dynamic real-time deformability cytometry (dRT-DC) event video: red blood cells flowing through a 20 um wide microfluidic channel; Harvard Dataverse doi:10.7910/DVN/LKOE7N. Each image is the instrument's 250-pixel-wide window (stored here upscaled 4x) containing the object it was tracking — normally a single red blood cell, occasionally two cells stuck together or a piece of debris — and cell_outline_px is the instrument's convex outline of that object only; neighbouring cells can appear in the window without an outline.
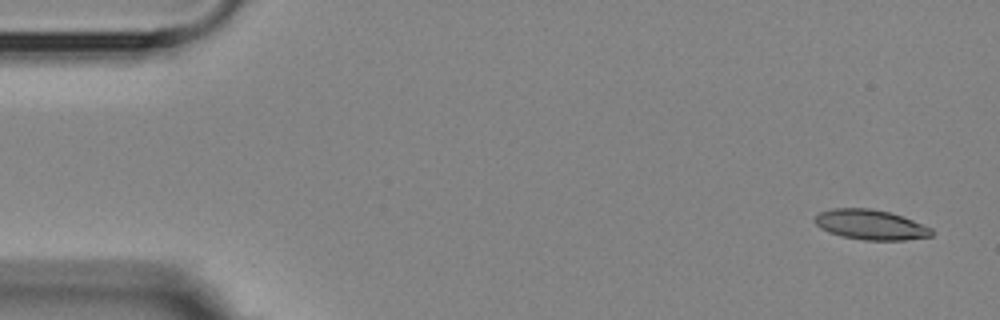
{"species": "Egyptian fruit bat (a non-hibernating species)", "species_latin": "Rousettus aegyptiacus", "temperature_condition": "room temperature", "stored_images_in_passage": 6, "camera_frame_rate_fps": 3000, "um_per_image_px": 0.085, "animal": {"sex": "female"}, "frame": {"image": 1, "passage_image": 1, "time_ms": 0.0, "image_size_px": [1000, 320], "cell_outline_px": [[932, 236], [904, 240], [864, 240], [844, 236], [828, 232], [820, 228], [816, 224], [816, 216], [820, 212], [832, 208], [868, 208], [888, 212], [912, 220], [932, 228]], "centroid_in_image_um": [74.0, 19.1], "position_along_channel_um": 11.0, "area_um2": 20.11}}
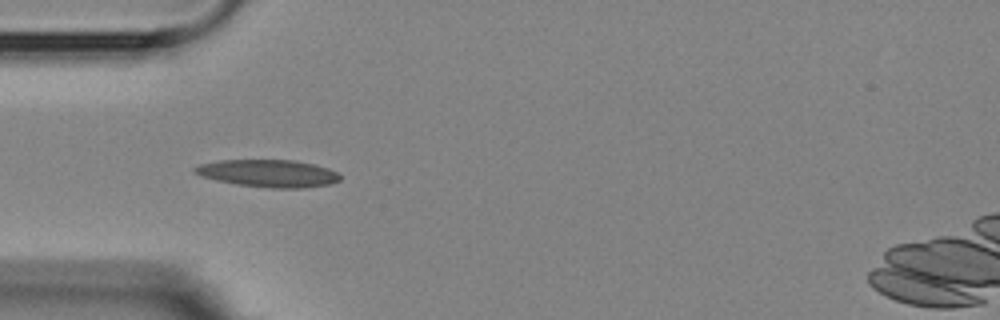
{"frame": {"image": 2, "passage_image": 5, "time_ms": 4.667, "image_size_px": [1000, 320], "cell_outline_px": [[340, 180], [332, 184], [300, 188], [272, 188], [236, 184], [216, 180], [204, 176], [196, 172], [192, 168], [200, 164], [220, 160], [292, 160], [316, 164], [328, 168], [336, 172], [340, 176]], "centroid_in_image_um": [22.85, 14.73], "position_along_channel_um": 62.2, "area_um2": 23.06}}
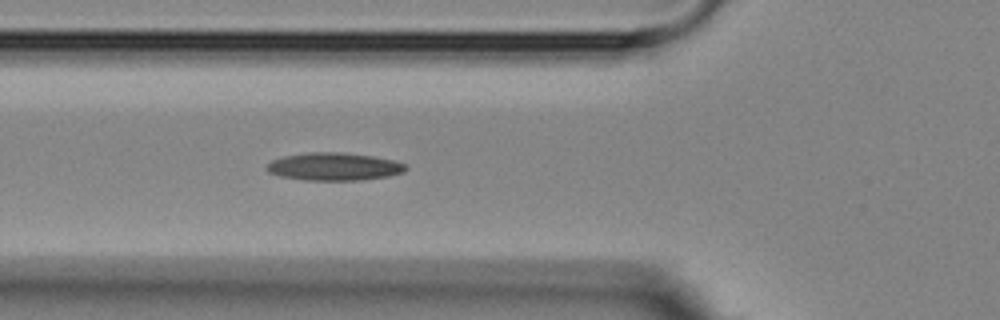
{"frame": {"image": 3, "passage_image": 6, "time_ms": 5.667, "image_size_px": [1000, 320], "cell_outline_px": [[408, 168], [404, 172], [388, 176], [360, 180], [304, 180], [280, 176], [268, 172], [264, 168], [272, 160], [284, 156], [308, 152], [340, 152], [372, 156], [392, 160], [404, 164]], "centroid_in_image_um": [28.36, 14.16], "position_along_channel_um": 97.4, "area_um2": 22.43}}